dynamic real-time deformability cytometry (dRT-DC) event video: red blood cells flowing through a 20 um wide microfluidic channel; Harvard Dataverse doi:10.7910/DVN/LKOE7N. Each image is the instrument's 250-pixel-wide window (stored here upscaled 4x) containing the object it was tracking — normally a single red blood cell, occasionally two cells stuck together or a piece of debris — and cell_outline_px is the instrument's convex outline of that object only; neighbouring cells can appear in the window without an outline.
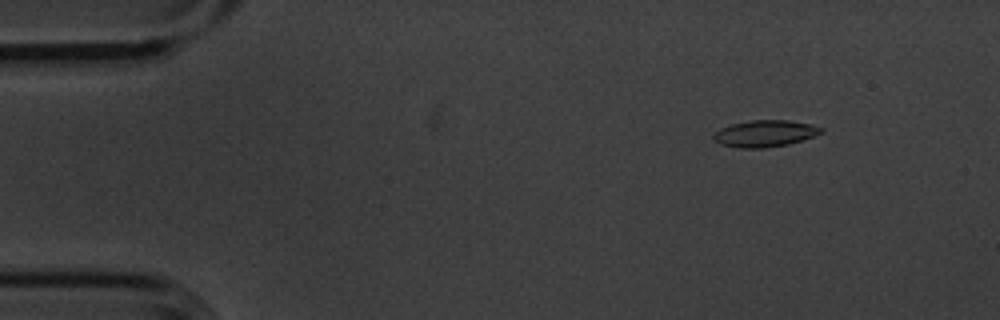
{"species": "common noctule bat (a hibernating species)", "species_latin": "Nyctalus noctula", "temperature_condition": "cold", "stored_images_in_passage": 56, "camera_frame_rate_fps": 3000, "um_per_image_px": 0.085, "animal": {"sex": "male", "body_mass_g": 20.1, "forearm_length_mm": 53.5}, "frame": {"image": 1, "passage_image": 7, "time_ms": 2.0, "image_size_px": [1000, 320], "cell_outline_px": [[824, 132], [788, 144], [764, 148], [740, 148], [720, 144], [712, 140], [712, 136], [720, 128], [732, 124], [752, 120], [788, 120], [808, 124], [824, 128]], "centroid_in_image_um": [64.98, 11.35], "position_along_channel_um": 20.0, "area_um2": 16.59}}
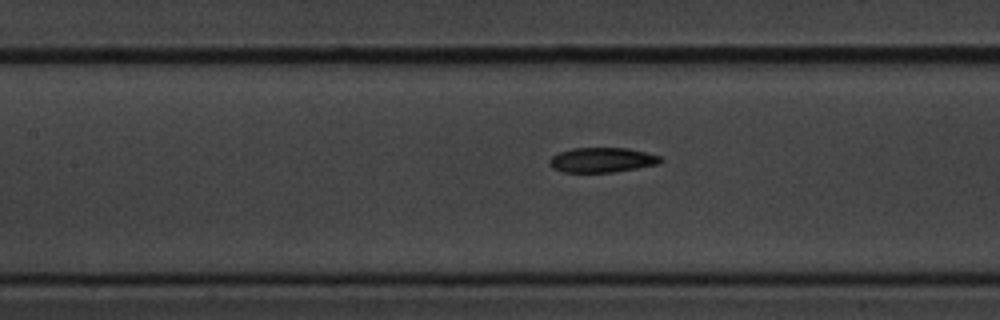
{"frame": {"image": 2, "passage_image": 25, "time_ms": 8.0, "image_size_px": [1000, 320], "cell_outline_px": [[664, 160], [660, 164], [612, 172], [564, 172], [552, 168], [548, 164], [548, 160], [552, 156], [560, 152], [572, 148], [628, 148], [660, 156]], "centroid_in_image_um": [51.16, 13.6], "position_along_channel_um": 156.2, "area_um2": 16.07}}
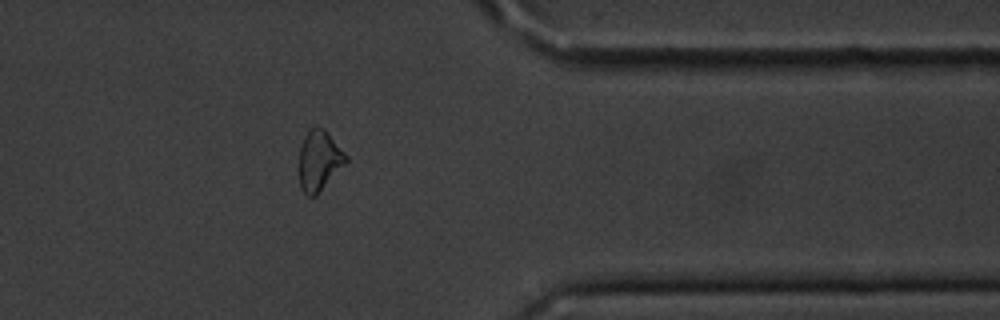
{"frame": {"image": 3, "passage_image": 45, "time_ms": 14.667, "image_size_px": [1000, 320], "cell_outline_px": [[348, 160], [316, 196], [308, 196], [300, 188], [300, 148], [304, 136], [312, 128], [324, 128], [348, 156]], "centroid_in_image_um": [27.14, 13.66], "position_along_channel_um": 384.3, "area_um2": 16.13}, "authors_computed_cell_mechanics": {"area_um2": 16.7042, "velocity_mm_per_s": 3.6162, "shape_relaxation_time_tau1_ms": 3.6956, "shape_relaxation_time_tau2_ms": 10.6239, "deformation_change_tau1": 0.1151, "deformation_change_tau2": 0.1811}}